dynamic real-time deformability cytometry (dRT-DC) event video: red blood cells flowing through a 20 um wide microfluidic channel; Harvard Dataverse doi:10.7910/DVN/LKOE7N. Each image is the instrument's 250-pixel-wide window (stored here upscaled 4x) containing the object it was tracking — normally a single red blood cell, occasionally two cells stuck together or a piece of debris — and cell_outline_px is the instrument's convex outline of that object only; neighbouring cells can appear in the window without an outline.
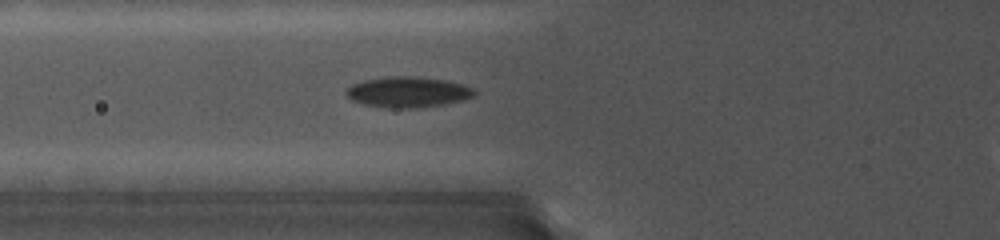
{"species": "common noctule bat (a hibernating species)", "species_latin": "Nyctalus noctula", "temperature_condition": "cold", "stored_images_in_passage": 73, "camera_frame_rate_fps": 5000, "um_per_image_px": 0.085, "animal": {"sex": "female", "body_mass_g": 19.0, "forearm_length_mm": 56.7}, "frame": {"image": 1, "passage_image": 24, "time_ms": 4.6, "image_size_px": [1000, 240], "cell_outline_px": [[476, 92], [472, 96], [460, 100], [444, 104], [420, 108], [384, 108], [364, 104], [352, 100], [348, 96], [348, 88], [352, 84], [364, 80], [388, 76], [416, 76], [444, 80], [460, 84], [472, 88]], "centroid_in_image_um": [34.64, 7.83], "position_along_channel_um": 91.2, "area_um2": 22.66}}
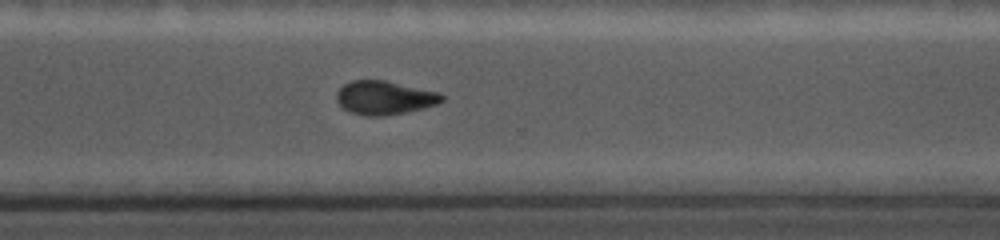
{"frame": {"image": 2, "passage_image": 57, "time_ms": 11.2, "image_size_px": [1000, 240], "cell_outline_px": [[444, 100], [440, 104], [424, 108], [388, 116], [368, 116], [352, 112], [344, 108], [336, 100], [336, 92], [344, 84], [352, 80], [384, 80], [440, 92], [444, 96]], "centroid_in_image_um": [32.72, 8.31], "position_along_channel_um": 337.9, "area_um2": 20.81}}
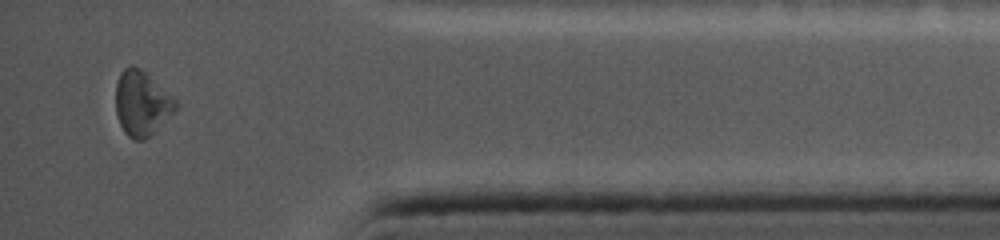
{"frame": {"image": 3, "passage_image": 70, "time_ms": 13.8, "image_size_px": [1000, 240], "cell_outline_px": [[180, 104], [144, 140], [132, 140], [124, 132], [120, 124], [116, 112], [116, 84], [120, 72], [124, 68], [132, 64], [140, 68], [176, 100]], "centroid_in_image_um": [12.0, 8.76], "position_along_channel_um": 423.2, "area_um2": 22.14}, "authors_computed_cell_mechanics": {"area_um2": 22.0218, "velocity_mm_per_s": 3.7339, "shape_relaxation_time_tau1_ms": null, "shape_relaxation_time_tau2_ms": 2.4946, "deformation_change_tau1": null, "deformation_change_tau2": 0.0642}}